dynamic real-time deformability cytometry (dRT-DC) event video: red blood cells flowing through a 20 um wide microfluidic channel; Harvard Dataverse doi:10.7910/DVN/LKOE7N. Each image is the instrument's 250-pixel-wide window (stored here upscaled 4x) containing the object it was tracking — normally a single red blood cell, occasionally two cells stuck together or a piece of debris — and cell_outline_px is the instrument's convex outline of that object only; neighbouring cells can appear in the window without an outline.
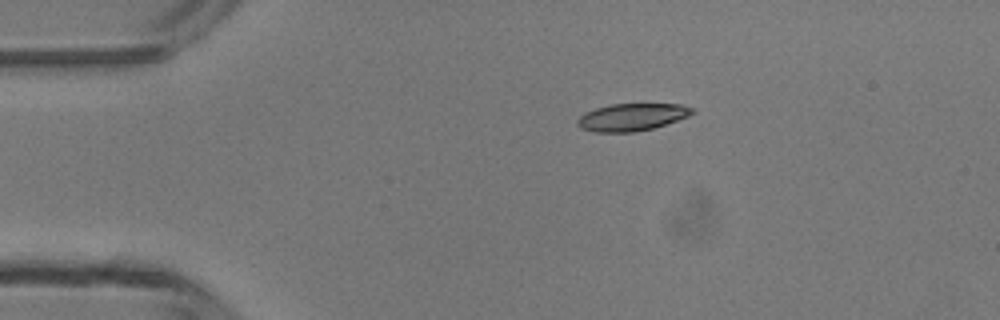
{"species": "common noctule bat (a hibernating species)", "species_latin": "Nyctalus noctula", "temperature_condition": "room temperature", "stored_images_in_passage": 2, "camera_frame_rate_fps": 3000, "um_per_image_px": 0.085, "animal": {"sex": "male", "body_mass_g": 13.3}, "frame": {"image": 1, "passage_image": 1, "time_ms": 0.0, "image_size_px": [1000, 320], "cell_outline_px": [[696, 112], [688, 116], [652, 128], [632, 132], [596, 132], [580, 128], [576, 124], [576, 120], [584, 112], [596, 108], [612, 104], [680, 104], [692, 108]], "centroid_in_image_um": [53.66, 9.95], "position_along_channel_um": 31.3, "area_um2": 18.15}}